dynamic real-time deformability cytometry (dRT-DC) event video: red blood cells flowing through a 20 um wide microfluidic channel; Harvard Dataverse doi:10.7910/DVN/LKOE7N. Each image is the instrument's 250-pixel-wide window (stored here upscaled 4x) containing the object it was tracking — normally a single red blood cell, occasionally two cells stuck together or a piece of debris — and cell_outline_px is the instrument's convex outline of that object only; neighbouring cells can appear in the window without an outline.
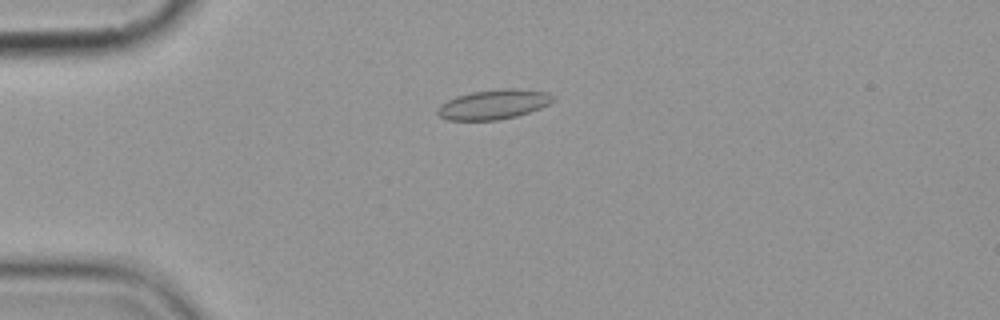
{"species": "common noctule bat (a hibernating species)", "species_latin": "Nyctalus noctula", "temperature_condition": "cold", "stored_images_in_passage": 7, "camera_frame_rate_fps": 3000, "um_per_image_px": 0.085, "animal": {"sex": "female", "body_mass_g": 19.9}, "frame": {"image": 1, "passage_image": 5, "time_ms": 4.667, "image_size_px": [1000, 320], "cell_outline_px": [[556, 100], [540, 108], [516, 116], [500, 120], [448, 120], [440, 116], [436, 112], [436, 108], [440, 104], [456, 96], [472, 92], [500, 88], [516, 88], [548, 92], [556, 96]], "centroid_in_image_um": [41.98, 8.86], "position_along_channel_um": 43.0, "area_um2": 20.17}}
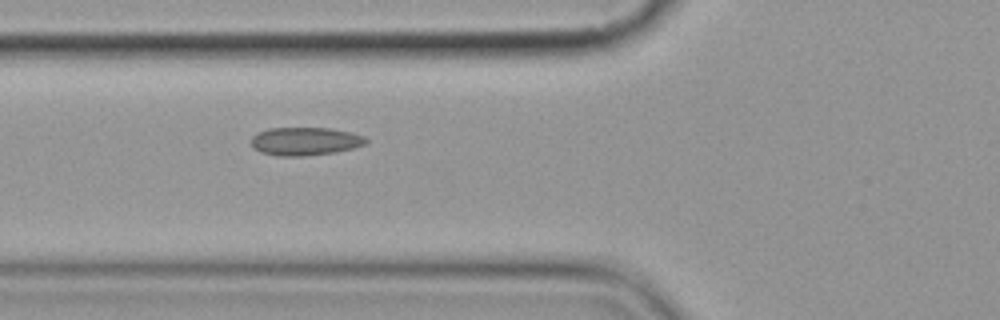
{"frame": {"image": 2, "passage_image": 7, "time_ms": 7.0, "image_size_px": [1000, 320], "cell_outline_px": [[368, 144], [336, 152], [304, 156], [276, 156], [260, 152], [252, 144], [252, 136], [268, 128], [332, 128], [352, 132], [364, 136], [368, 140]], "centroid_in_image_um": [25.98, 12.01], "position_along_channel_um": 99.8, "area_um2": 18.9}}